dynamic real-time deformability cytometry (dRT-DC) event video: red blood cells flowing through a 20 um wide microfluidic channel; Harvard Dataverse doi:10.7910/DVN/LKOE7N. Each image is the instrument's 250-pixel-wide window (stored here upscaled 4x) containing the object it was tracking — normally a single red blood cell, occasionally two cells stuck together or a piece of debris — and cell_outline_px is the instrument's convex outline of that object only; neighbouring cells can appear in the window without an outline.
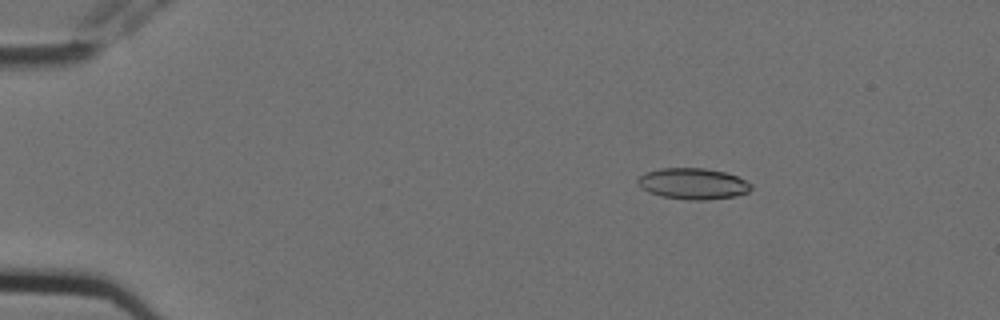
{"species": "Egyptian fruit bat (a non-hibernating species)", "species_latin": "Rousettus aegyptiacus", "temperature_condition": "cold", "stored_images_in_passage": 7, "camera_frame_rate_fps": 3000, "um_per_image_px": 0.085, "animal": {"sex": "female"}, "frame": {"image": 1, "passage_image": 3, "time_ms": 0.667, "image_size_px": [1000, 320], "cell_outline_px": [[752, 188], [748, 192], [736, 196], [704, 200], [688, 200], [664, 196], [648, 192], [636, 180], [644, 172], [660, 168], [704, 168], [724, 172], [736, 176], [752, 184]], "centroid_in_image_um": [58.91, 15.61], "position_along_channel_um": 26.1, "area_um2": 20.4}}
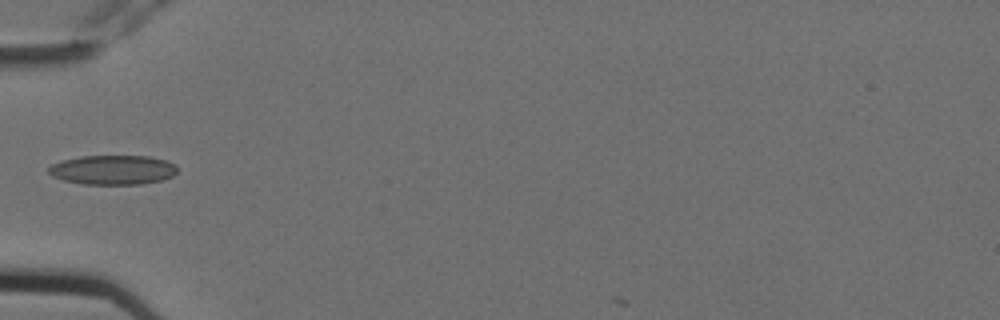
{"frame": {"image": 2, "passage_image": 6, "time_ms": 1.667, "image_size_px": [1000, 320], "cell_outline_px": [[176, 172], [172, 176], [160, 180], [140, 184], [84, 184], [64, 180], [52, 176], [48, 172], [48, 168], [52, 164], [64, 160], [80, 156], [148, 156], [168, 160], [176, 164]], "centroid_in_image_um": [9.6, 14.43], "position_along_channel_um": 75.4, "area_um2": 22.02}}
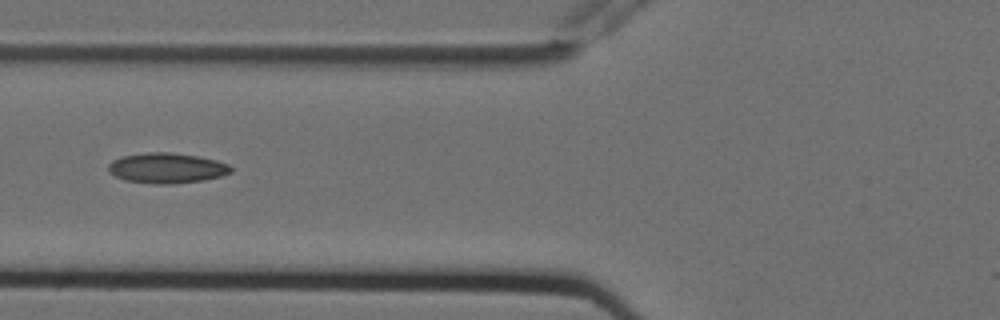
{"frame": {"image": 3, "passage_image": 7, "time_ms": 2.0, "image_size_px": [1000, 320], "cell_outline_px": [[232, 172], [220, 176], [204, 180], [172, 184], [156, 184], [124, 180], [108, 172], [108, 164], [112, 160], [120, 156], [148, 152], [168, 152], [196, 156], [216, 160], [228, 164], [232, 168]], "centroid_in_image_um": [14.14, 14.28], "position_along_channel_um": 111.7, "area_um2": 21.68}}